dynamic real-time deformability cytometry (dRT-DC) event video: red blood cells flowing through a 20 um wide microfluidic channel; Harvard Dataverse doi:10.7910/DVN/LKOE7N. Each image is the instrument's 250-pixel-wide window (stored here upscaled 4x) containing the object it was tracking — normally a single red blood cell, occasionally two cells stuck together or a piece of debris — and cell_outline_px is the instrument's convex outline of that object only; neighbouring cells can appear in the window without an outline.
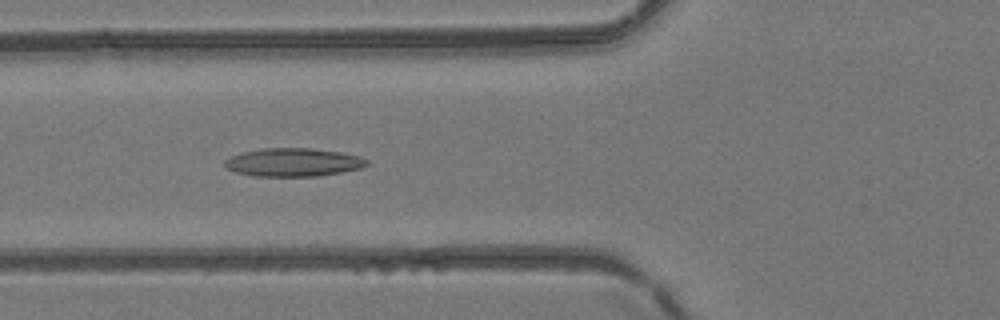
{"species": "common noctule bat (a hibernating species)", "species_latin": "Nyctalus noctula", "temperature_condition": "room temperature", "stored_images_in_passage": 50, "camera_frame_rate_fps": 3000, "um_per_image_px": 0.085, "animal": {"sex": "female", "body_mass_g": 24.6, "forearm_length_mm": 56.2}, "frame": {"image": 1, "passage_image": 19, "time_ms": 6.0, "image_size_px": [1000, 320], "cell_outline_px": [[368, 164], [360, 168], [340, 172], [316, 176], [256, 176], [236, 172], [228, 168], [224, 164], [224, 160], [240, 152], [264, 148], [312, 148], [340, 152], [360, 156], [368, 160]], "centroid_in_image_um": [24.92, 13.78], "position_along_channel_um": 100.9, "area_um2": 23.29}}
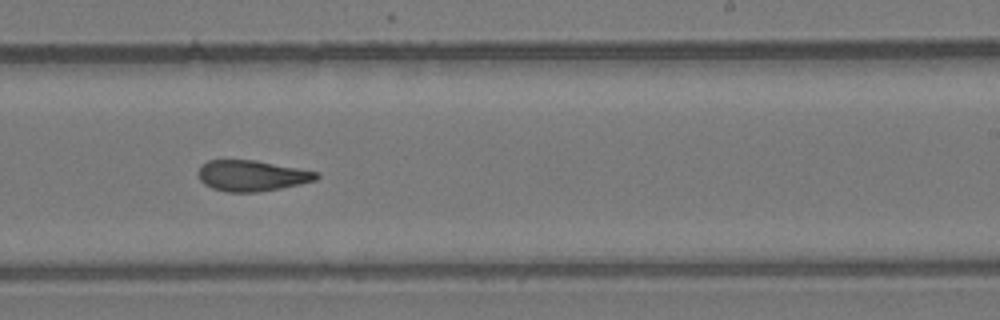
{"frame": {"image": 2, "passage_image": 31, "time_ms": 10.0, "image_size_px": [1000, 320], "cell_outline_px": [[320, 176], [316, 180], [300, 184], [280, 188], [256, 192], [228, 192], [212, 188], [204, 184], [200, 180], [196, 172], [200, 164], [208, 160], [256, 160], [320, 172]], "centroid_in_image_um": [21.38, 14.92], "position_along_channel_um": 267.6, "area_um2": 21.44}}
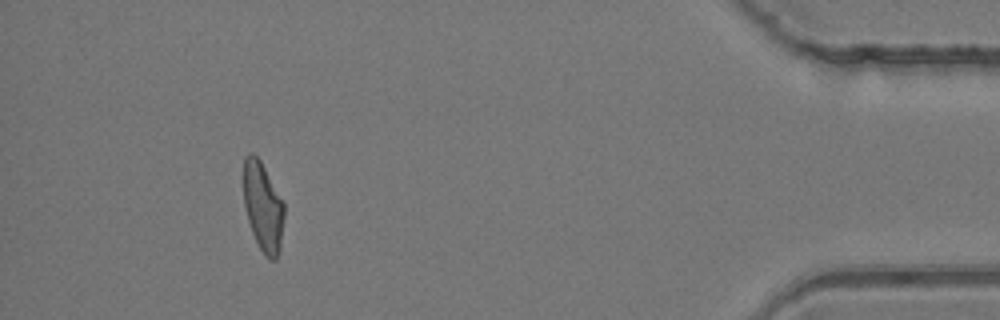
{"frame": {"image": 3, "passage_image": 46, "time_ms": 15.0, "image_size_px": [1000, 320], "cell_outline_px": [[284, 216], [280, 248], [276, 260], [268, 260], [264, 256], [252, 232], [248, 220], [244, 204], [244, 156], [248, 152], [252, 152], [260, 160], [284, 200]], "centroid_in_image_um": [22.37, 17.57], "position_along_channel_um": 412.8, "area_um2": 21.27}, "authors_computed_cell_mechanics": {"area_um2": 22.1663, "velocity_mm_per_s": 4.1651, "shape_relaxation_time_tau1_ms": null, "shape_relaxation_time_tau2_ms": 2.5722, "deformation_change_tau1": null, "deformation_change_tau2": 0.1025}}